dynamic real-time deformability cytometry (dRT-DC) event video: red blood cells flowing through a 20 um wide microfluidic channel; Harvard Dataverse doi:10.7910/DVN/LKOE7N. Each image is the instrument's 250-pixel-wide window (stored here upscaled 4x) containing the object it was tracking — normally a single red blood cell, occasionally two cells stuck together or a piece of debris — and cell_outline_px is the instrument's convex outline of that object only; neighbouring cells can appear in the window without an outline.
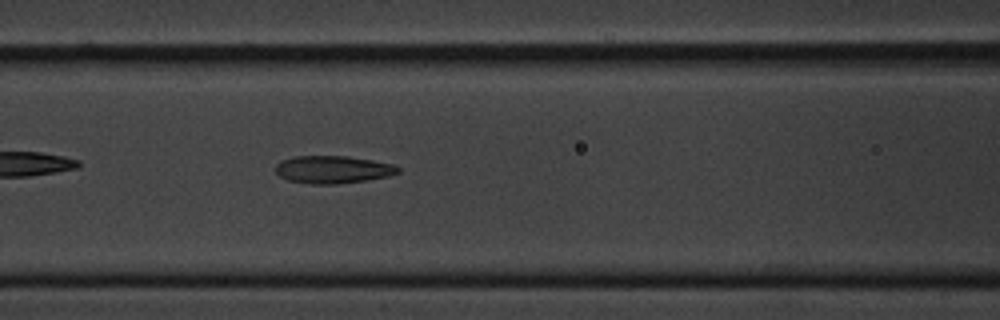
{"species": "common noctule bat (a hibernating species)", "species_latin": "Nyctalus noctula", "temperature_condition": "cold", "stored_images_in_passage": 3, "camera_frame_rate_fps": 3000, "um_per_image_px": 0.085, "animal": {"sex": "male", "body_mass_g": 20.1, "forearm_length_mm": 53.5}, "frame": {"image": 1, "passage_image": 3, "time_ms": 2.0, "image_size_px": [1000, 320], "cell_outline_px": [[400, 172], [388, 176], [364, 180], [336, 184], [312, 184], [288, 180], [280, 176], [276, 172], [276, 164], [280, 160], [292, 156], [348, 156], [372, 160], [392, 164], [400, 168]], "centroid_in_image_um": [28.26, 14.4], "position_along_channel_um": 138.3, "area_um2": 19.65}}